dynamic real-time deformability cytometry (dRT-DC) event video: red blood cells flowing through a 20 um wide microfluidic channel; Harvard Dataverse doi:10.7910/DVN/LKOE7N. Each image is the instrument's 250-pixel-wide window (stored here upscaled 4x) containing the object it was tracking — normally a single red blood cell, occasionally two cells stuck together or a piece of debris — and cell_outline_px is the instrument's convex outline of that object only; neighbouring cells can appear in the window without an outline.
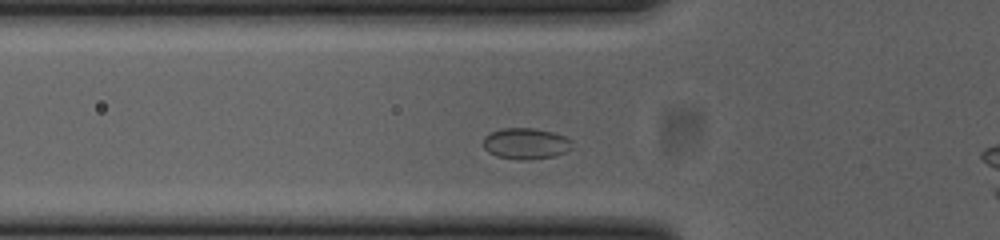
{"species": "common noctule bat (a hibernating species)", "species_latin": "Nyctalus noctula", "temperature_condition": "cold", "stored_images_in_passage": 34, "camera_frame_rate_fps": 3000, "um_per_image_px": 0.085, "animal": {"sex": "female", "body_mass_g": 23.0, "forearm_length_mm": 53.4}, "frame": {"image": 1, "passage_image": 4, "time_ms": 1.0, "image_size_px": [1000, 240], "cell_outline_px": [[572, 148], [556, 156], [524, 160], [520, 160], [496, 156], [488, 152], [484, 148], [484, 136], [492, 132], [504, 128], [532, 128], [552, 132], [564, 136], [572, 140]], "centroid_in_image_um": [44.7, 12.21], "position_along_channel_um": 81.1, "area_um2": 16.07}}
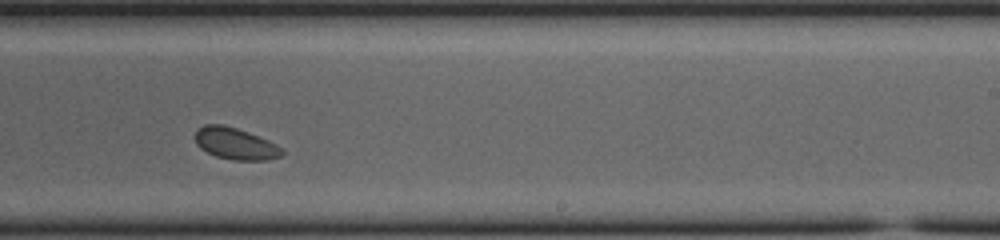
{"frame": {"image": 2, "passage_image": 19, "time_ms": 6.0, "image_size_px": [1000, 240], "cell_outline_px": [[284, 152], [280, 156], [268, 160], [232, 160], [216, 156], [200, 148], [196, 144], [196, 128], [204, 124], [224, 124], [248, 132], [268, 140], [284, 148]], "centroid_in_image_um": [20.01, 12.2], "position_along_channel_um": 269.0, "area_um2": 16.13}}
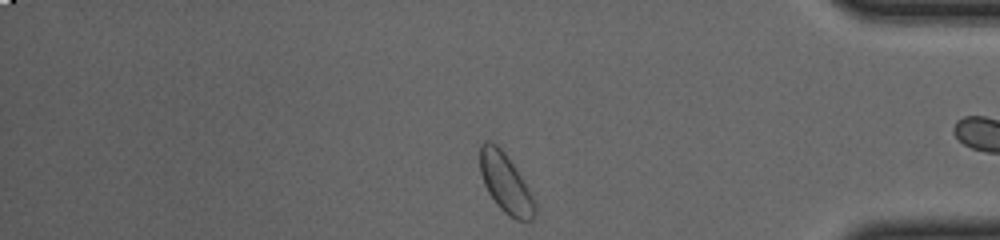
{"frame": {"image": 3, "passage_image": 31, "time_ms": 10.0, "image_size_px": [1000, 240], "cell_outline_px": [[536, 212], [532, 220], [516, 220], [504, 212], [496, 204], [488, 192], [484, 184], [480, 172], [480, 144], [484, 140], [488, 140], [496, 144], [504, 152], [528, 188], [536, 204]], "centroid_in_image_um": [42.95, 15.57], "position_along_channel_um": 392.2, "area_um2": 18.73}}